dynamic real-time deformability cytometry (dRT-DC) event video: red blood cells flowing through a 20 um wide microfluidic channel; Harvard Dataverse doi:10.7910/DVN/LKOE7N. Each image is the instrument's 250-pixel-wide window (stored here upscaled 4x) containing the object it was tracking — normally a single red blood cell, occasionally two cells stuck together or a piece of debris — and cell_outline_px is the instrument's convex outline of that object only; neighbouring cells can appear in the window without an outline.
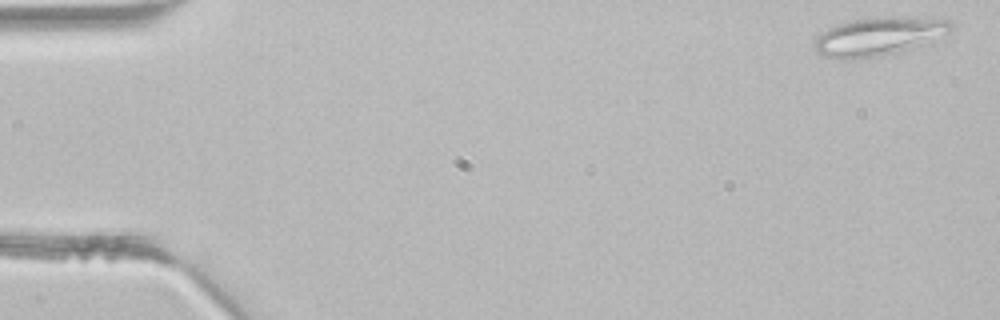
{"species": "common noctule bat (a hibernating species)", "species_latin": "Nyctalus noctula", "temperature_condition": "room temperature", "stored_images_in_passage": 4, "camera_frame_rate_fps": 3000, "um_per_image_px": 0.085, "animal": {"sex": "male", "body_mass_g": 21.5, "forearm_length_mm": 52.0}, "frame": {"image": 1, "passage_image": 1, "time_ms": 0.0, "image_size_px": [1000, 320], "cell_outline_px": [[952, 28], [944, 40], [880, 56], [852, 60], [840, 60], [820, 56], [816, 52], [812, 44], [824, 32], [848, 20], [876, 16], [932, 16], [952, 20]], "centroid_in_image_um": [74.83, 3.08], "position_along_channel_um": 10.2, "area_um2": 31.91}}
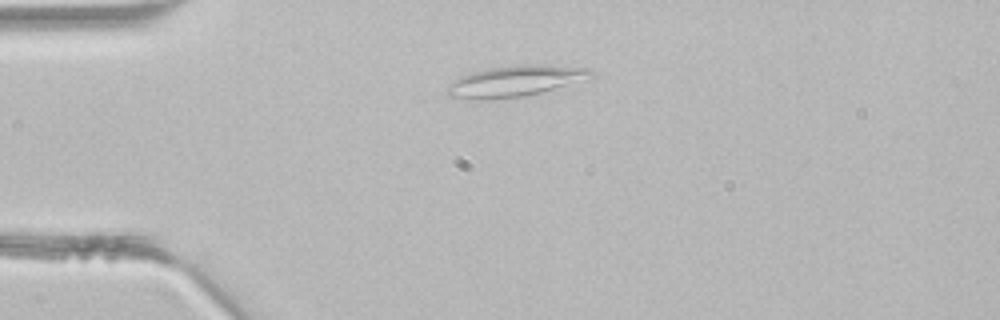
{"frame": {"image": 2, "passage_image": 3, "time_ms": 0.667, "image_size_px": [1000, 320], "cell_outline_px": [[592, 76], [540, 92], [524, 96], [448, 96], [448, 88], [452, 80], [460, 76], [472, 72], [488, 68], [520, 64], [544, 64], [588, 68], [592, 72]], "centroid_in_image_um": [43.83, 6.81], "position_along_channel_um": 41.2, "area_um2": 24.33}}